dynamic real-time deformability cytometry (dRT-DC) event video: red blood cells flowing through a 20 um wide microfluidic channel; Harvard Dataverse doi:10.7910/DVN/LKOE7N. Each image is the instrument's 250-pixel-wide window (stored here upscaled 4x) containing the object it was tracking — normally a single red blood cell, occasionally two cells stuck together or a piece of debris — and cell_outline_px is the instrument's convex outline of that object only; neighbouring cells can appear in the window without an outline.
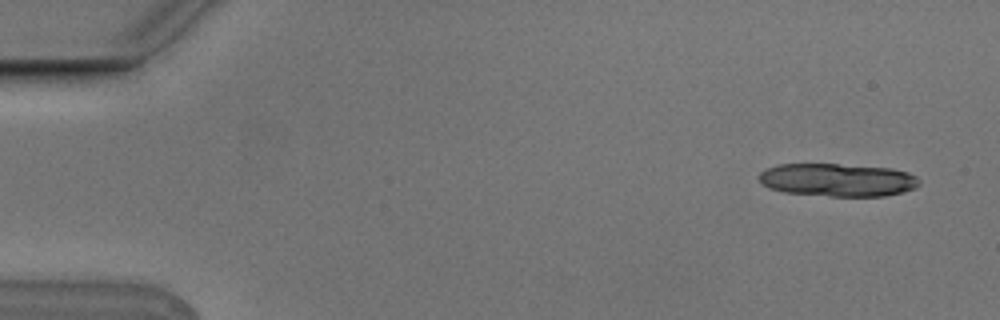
{"species": "Egyptian fruit bat (a non-hibernating species)", "species_latin": "Rousettus aegyptiacus", "temperature_condition": "cold", "stored_images_in_passage": 4, "camera_frame_rate_fps": 3000, "um_per_image_px": 0.085, "animal": {"sex": "male"}, "frame": {"image": 1, "passage_image": 1, "time_ms": 0.0, "image_size_px": [1000, 320], "cell_outline_px": [[920, 184], [916, 188], [884, 196], [832, 196], [784, 192], [768, 188], [760, 184], [756, 176], [760, 172], [776, 164], [836, 164], [892, 168], [908, 172], [916, 176], [920, 180]], "centroid_in_image_um": [71.16, 15.29], "position_along_channel_um": 13.8, "area_um2": 31.04}}